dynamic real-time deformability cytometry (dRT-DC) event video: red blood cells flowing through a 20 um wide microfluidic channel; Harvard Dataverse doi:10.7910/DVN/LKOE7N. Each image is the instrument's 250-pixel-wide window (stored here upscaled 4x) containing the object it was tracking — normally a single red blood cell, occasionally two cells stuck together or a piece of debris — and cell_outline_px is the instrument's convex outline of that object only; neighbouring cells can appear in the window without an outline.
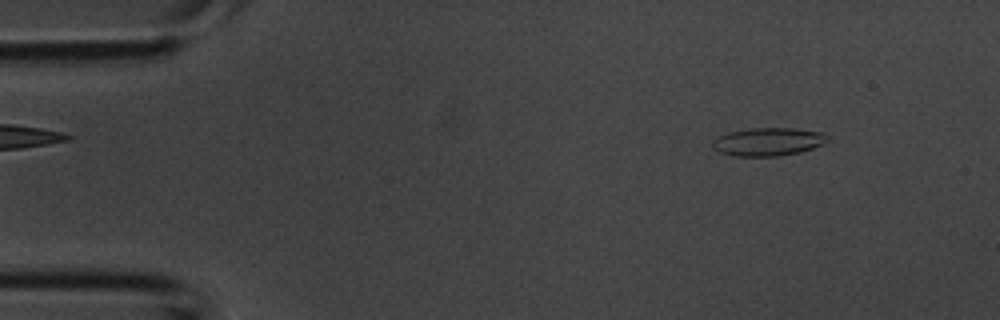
{"species": "common noctule bat (a hibernating species)", "species_latin": "Nyctalus noctula", "temperature_condition": "room temperature", "stored_images_in_passage": 2, "camera_frame_rate_fps": 3000, "um_per_image_px": 0.085, "animal": {"sex": "male", "body_mass_g": 20.1, "forearm_length_mm": 53.5}, "frame": {"image": 1, "passage_image": 1, "time_ms": 0.0, "image_size_px": [1000, 320], "cell_outline_px": [[828, 140], [824, 144], [800, 152], [780, 156], [732, 156], [720, 152], [712, 148], [712, 140], [728, 132], [748, 128], [796, 128], [824, 132], [828, 136]], "centroid_in_image_um": [65.3, 12.04], "position_along_channel_um": 19.7, "area_um2": 19.07}}